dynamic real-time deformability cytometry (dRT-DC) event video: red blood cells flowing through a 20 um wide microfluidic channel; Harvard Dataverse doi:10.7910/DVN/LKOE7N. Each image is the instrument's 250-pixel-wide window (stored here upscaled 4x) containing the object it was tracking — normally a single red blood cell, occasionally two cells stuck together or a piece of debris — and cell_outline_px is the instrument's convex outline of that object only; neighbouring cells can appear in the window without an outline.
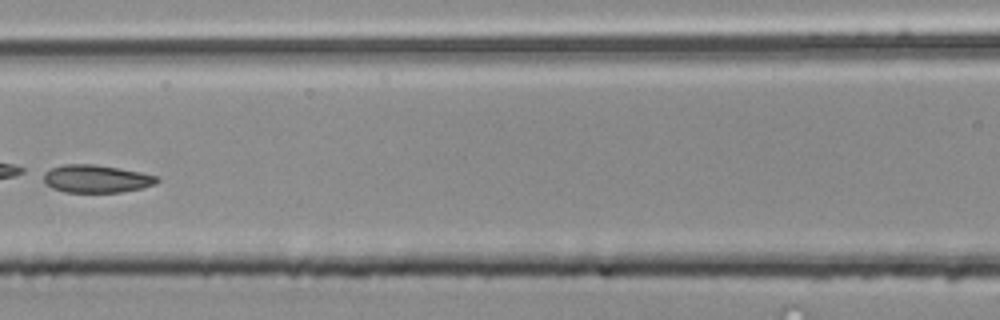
{"species": "common noctule bat (a hibernating species)", "species_latin": "Nyctalus noctula", "temperature_condition": "room temperature", "stored_images_in_passage": 4, "camera_frame_rate_fps": 3000, "um_per_image_px": 0.085, "animal": {"sex": "male", "body_mass_g": 20.4}, "frame": {"image": 1, "passage_image": 4, "time_ms": 1.0, "image_size_px": [1000, 320], "cell_outline_px": [[160, 180], [156, 184], [140, 188], [120, 192], [64, 192], [52, 188], [44, 180], [44, 172], [52, 168], [64, 164], [96, 164], [140, 172], [156, 176]], "centroid_in_image_um": [8.19, 15.19], "position_along_channel_um": 158.4, "area_um2": 18.21}}